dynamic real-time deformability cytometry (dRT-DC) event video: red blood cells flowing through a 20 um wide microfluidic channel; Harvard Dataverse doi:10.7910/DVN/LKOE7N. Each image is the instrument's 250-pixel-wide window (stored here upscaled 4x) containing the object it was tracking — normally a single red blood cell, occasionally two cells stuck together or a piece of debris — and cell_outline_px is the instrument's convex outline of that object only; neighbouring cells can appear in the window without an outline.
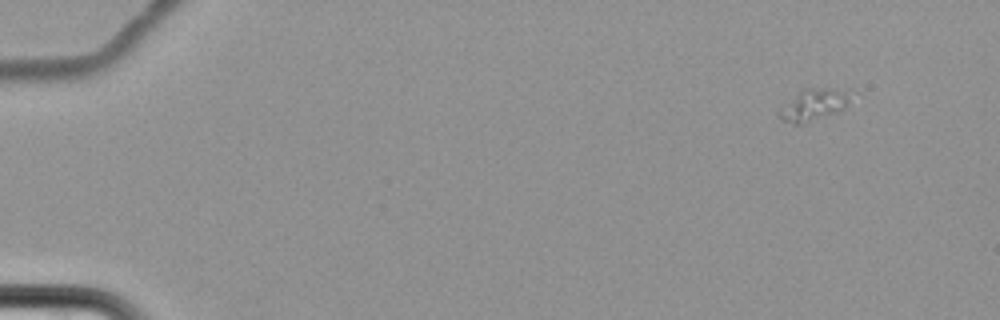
{"species": "common noctule bat (a hibernating species)", "species_latin": "Nyctalus noctula", "temperature_condition": "cold", "stored_images_in_passage": 5, "camera_frame_rate_fps": 3000, "um_per_image_px": 0.085, "animal": {"sex": "female", "body_mass_g": 22.7, "forearm_length_mm": 54.2}, "frame": {"image": 1, "passage_image": 1, "time_ms": 0.0, "image_size_px": [1000, 320], "cell_outline_px": [[852, 88], [848, 100], [844, 108], [836, 112], [804, 124], [796, 124], [780, 120], [780, 108], [800, 88]], "centroid_in_image_um": [69.17, 8.87], "position_along_channel_um": 15.8, "area_um2": 13.41}}
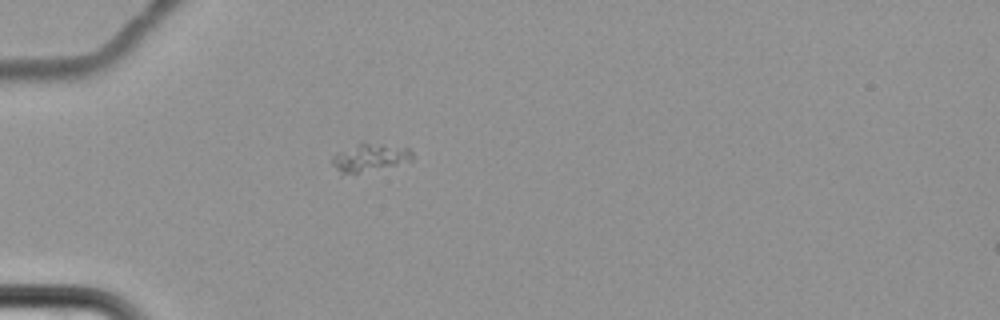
{"frame": {"image": 2, "passage_image": 5, "time_ms": 5.0, "image_size_px": [1000, 320], "cell_outline_px": [[412, 160], [396, 164], [356, 172], [340, 172], [332, 164], [332, 156], [336, 152], [360, 140], [364, 140], [408, 148], [412, 152]], "centroid_in_image_um": [31.39, 13.29], "position_along_channel_um": 53.6, "area_um2": 12.95}}